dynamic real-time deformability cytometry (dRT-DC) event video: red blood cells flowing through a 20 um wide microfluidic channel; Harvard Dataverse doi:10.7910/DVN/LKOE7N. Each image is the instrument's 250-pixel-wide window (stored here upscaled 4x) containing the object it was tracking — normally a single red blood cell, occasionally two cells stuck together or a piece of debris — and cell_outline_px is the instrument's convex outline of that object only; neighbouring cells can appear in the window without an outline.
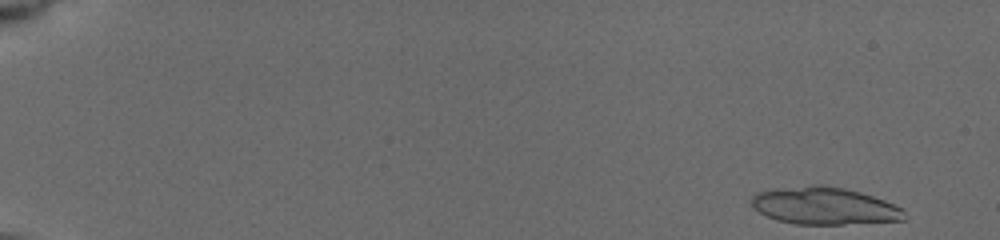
{"species": "common noctule bat (a hibernating species)", "species_latin": "Nyctalus noctula", "temperature_condition": "cold", "stored_images_in_passage": 27, "camera_frame_rate_fps": 3000, "um_per_image_px": 0.085, "animal": {"sex": "female", "body_mass_g": 19.5, "forearm_length_mm": 54.1}, "frame": {"image": 1, "passage_image": 1, "time_ms": 0.0, "image_size_px": [1000, 240], "cell_outline_px": [[904, 220], [844, 224], [796, 224], [780, 220], [768, 216], [752, 208], [752, 196], [756, 192], [776, 188], [812, 184], [820, 184], [844, 188], [860, 192], [884, 200], [900, 208], [904, 212]], "centroid_in_image_um": [70.03, 17.48], "position_along_channel_um": 15.0, "area_um2": 33.06}}